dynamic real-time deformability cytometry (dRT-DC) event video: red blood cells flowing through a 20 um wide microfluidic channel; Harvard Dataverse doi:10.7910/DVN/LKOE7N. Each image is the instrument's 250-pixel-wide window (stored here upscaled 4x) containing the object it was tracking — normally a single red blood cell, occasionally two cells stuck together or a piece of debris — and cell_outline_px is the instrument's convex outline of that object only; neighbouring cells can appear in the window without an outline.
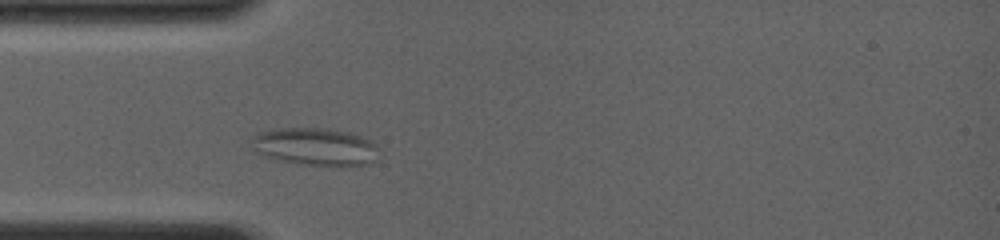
{"species": "common noctule bat (a hibernating species)", "species_latin": "Nyctalus noctula", "temperature_condition": "room temperature", "stored_images_in_passage": 33, "camera_frame_rate_fps": 4000, "um_per_image_px": 0.085, "animal": {"sex": "female", "body_mass_g": 19.0, "forearm_length_mm": 56.7}, "frame": {"image": 1, "passage_image": 3, "time_ms": 0.75, "image_size_px": [1000, 240], "cell_outline_px": [[376, 160], [368, 164], [300, 164], [264, 156], [256, 152], [252, 140], [252, 136], [260, 132], [284, 128], [328, 128], [348, 132], [360, 136], [376, 144]], "centroid_in_image_um": [26.77, 12.44], "position_along_channel_um": 58.2, "area_um2": 27.11}}
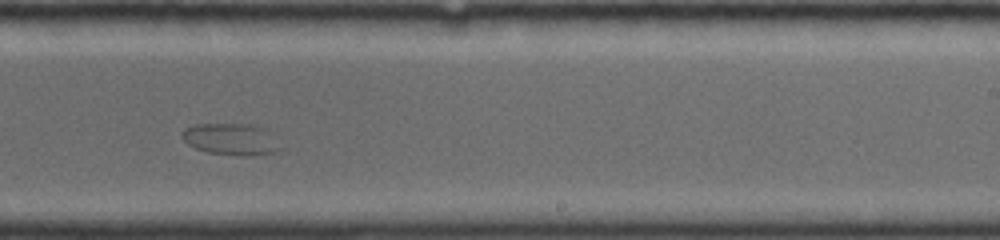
{"frame": {"image": 2, "passage_image": 21, "time_ms": 6.25, "image_size_px": [1000, 240], "cell_outline_px": [[280, 148], [276, 152], [252, 156], [244, 156], [208, 152], [196, 148], [188, 144], [180, 136], [180, 132], [184, 128], [196, 124], [252, 124], [264, 128], [272, 132]], "centroid_in_image_um": [19.63, 11.82], "position_along_channel_um": 269.4, "area_um2": 18.26}}
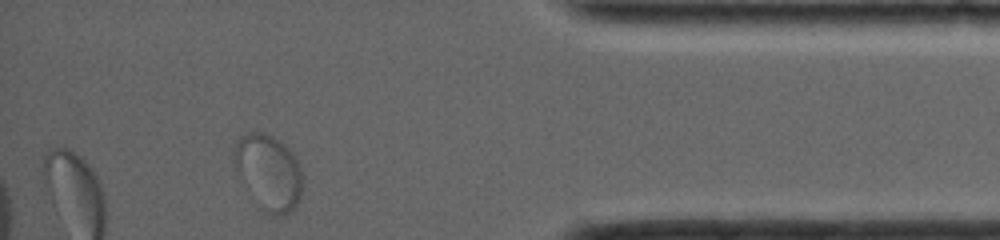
{"frame": {"image": 3, "passage_image": 33, "time_ms": 10.5, "image_size_px": [1000, 240], "cell_outline_px": [[304, 180], [300, 196], [296, 204], [288, 212], [280, 216], [264, 212], [260, 208], [236, 164], [236, 144], [240, 136], [248, 132], [260, 132], [272, 136], [280, 140], [292, 152], [300, 164]], "centroid_in_image_um": [22.93, 14.62], "position_along_channel_um": 412.3, "area_um2": 29.07}}